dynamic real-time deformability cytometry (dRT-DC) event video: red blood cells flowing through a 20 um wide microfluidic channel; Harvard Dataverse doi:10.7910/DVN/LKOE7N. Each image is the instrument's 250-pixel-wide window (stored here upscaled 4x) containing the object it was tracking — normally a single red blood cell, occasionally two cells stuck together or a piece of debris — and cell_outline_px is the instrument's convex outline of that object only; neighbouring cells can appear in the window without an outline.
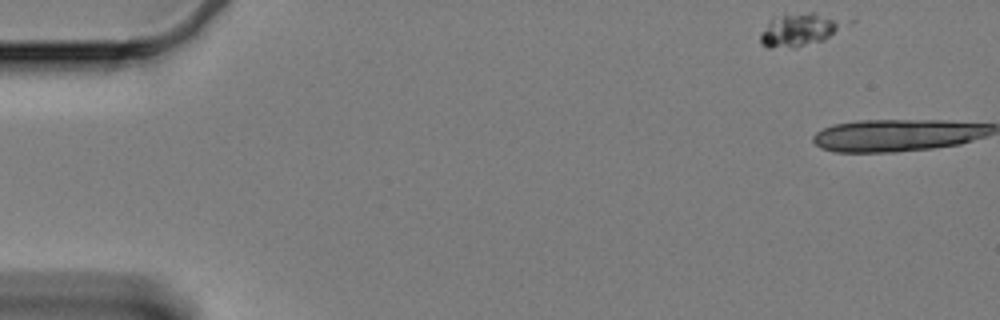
{"species": "Egyptian fruit bat (a non-hibernating species)", "species_latin": "Rousettus aegyptiacus", "temperature_condition": "cold", "stored_images_in_passage": 2, "camera_frame_rate_fps": 3000, "um_per_image_px": 0.085, "animal": {"sex": "female"}, "frame": {"image": 1, "passage_image": 1, "time_ms": 0.0, "image_size_px": [1000, 320], "cell_outline_px": [[856, 20], [852, 24], [824, 40], [796, 48], [768, 48], [760, 44], [760, 32], [772, 16], [784, 12], [816, 12]], "centroid_in_image_um": [68.06, 2.47], "position_along_channel_um": 16.9, "area_um2": 17.69}}